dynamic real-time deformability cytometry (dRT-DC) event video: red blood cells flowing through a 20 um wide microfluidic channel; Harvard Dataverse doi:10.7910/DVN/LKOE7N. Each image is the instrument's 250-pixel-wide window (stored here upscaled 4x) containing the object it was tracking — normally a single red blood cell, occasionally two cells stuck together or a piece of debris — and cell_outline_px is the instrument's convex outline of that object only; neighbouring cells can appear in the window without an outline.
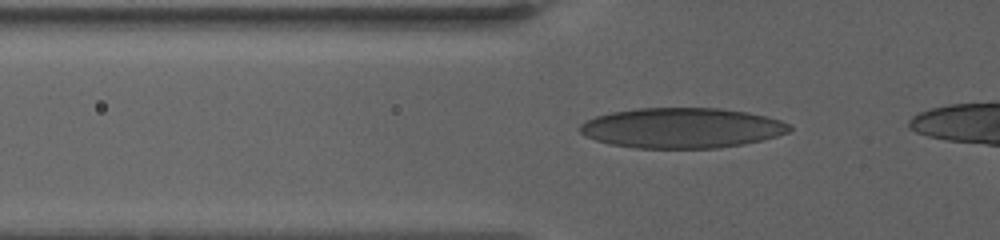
{"species": "human", "species_latin": "Homo sapiens", "temperature_condition": "warm", "stored_images_in_passage": 42, "camera_frame_rate_fps": 3000, "um_per_image_px": 0.085, "donor": {"sex": "female"}, "frame": {"image": 1, "passage_image": 6, "time_ms": 1.333, "image_size_px": [1000, 240], "cell_outline_px": [[792, 128], [788, 132], [776, 136], [744, 144], [720, 148], [636, 148], [612, 144], [596, 140], [584, 136], [580, 132], [580, 124], [584, 120], [596, 116], [612, 112], [636, 108], [720, 108], [748, 112], [780, 120], [788, 124]], "centroid_in_image_um": [57.93, 10.87], "position_along_channel_um": 67.9, "area_um2": 49.13}}
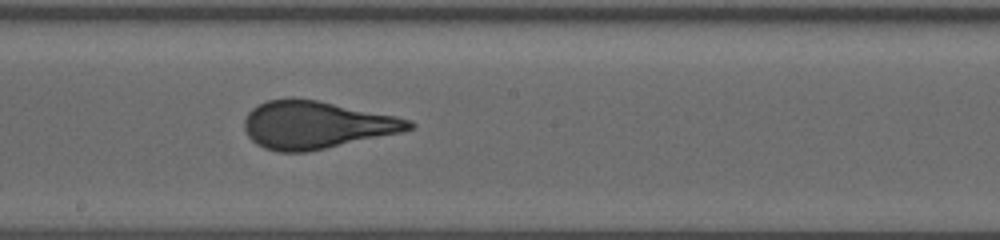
{"frame": {"image": 2, "passage_image": 25, "time_ms": 6.333, "image_size_px": [1000, 240], "cell_outline_px": [[416, 124], [412, 128], [400, 132], [308, 152], [280, 152], [264, 148], [256, 144], [248, 136], [244, 128], [244, 120], [248, 112], [252, 108], [268, 100], [292, 96], [316, 100], [396, 116], [412, 120]], "centroid_in_image_um": [26.84, 10.6], "position_along_channel_um": 221.4, "area_um2": 45.6}}
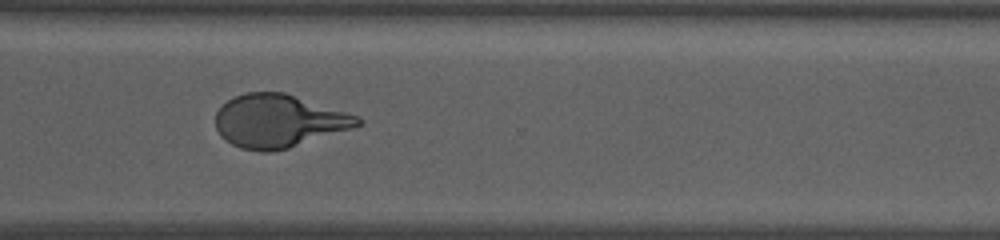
{"frame": {"image": 3, "passage_image": 41, "time_ms": 10.333, "image_size_px": [1000, 240], "cell_outline_px": [[364, 120], [360, 124], [352, 128], [288, 148], [272, 152], [260, 152], [240, 148], [232, 144], [220, 136], [216, 128], [216, 112], [228, 100], [236, 96], [248, 92], [284, 92], [348, 112]], "centroid_in_image_um": [23.67, 10.29], "position_along_channel_um": 346.9, "area_um2": 43.7}}